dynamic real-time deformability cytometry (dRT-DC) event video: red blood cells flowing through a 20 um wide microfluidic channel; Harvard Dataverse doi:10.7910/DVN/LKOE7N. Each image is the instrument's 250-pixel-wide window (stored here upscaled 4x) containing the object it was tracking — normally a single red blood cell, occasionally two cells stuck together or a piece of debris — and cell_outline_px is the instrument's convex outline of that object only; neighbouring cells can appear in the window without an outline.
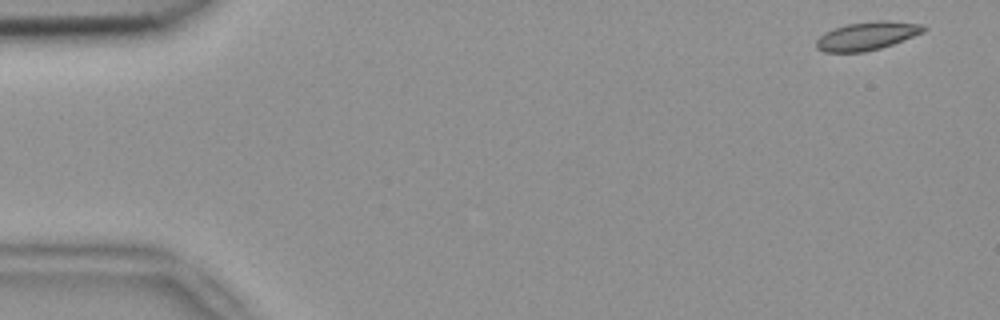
{"species": "common noctule bat (a hibernating species)", "species_latin": "Nyctalus noctula", "temperature_condition": "room temperature", "stored_images_in_passage": 51, "camera_frame_rate_fps": 3000, "um_per_image_px": 0.085, "animal": {"sex": "female", "body_mass_g": 18.4}, "frame": {"image": 1, "passage_image": 1, "time_ms": 0.0, "image_size_px": [1000, 320], "cell_outline_px": [[928, 28], [924, 32], [892, 44], [880, 48], [864, 52], [824, 52], [816, 48], [816, 40], [824, 32], [848, 24], [876, 20], [884, 20], [924, 24]], "centroid_in_image_um": [73.71, 3.05], "position_along_channel_um": 11.3, "area_um2": 17.69}}
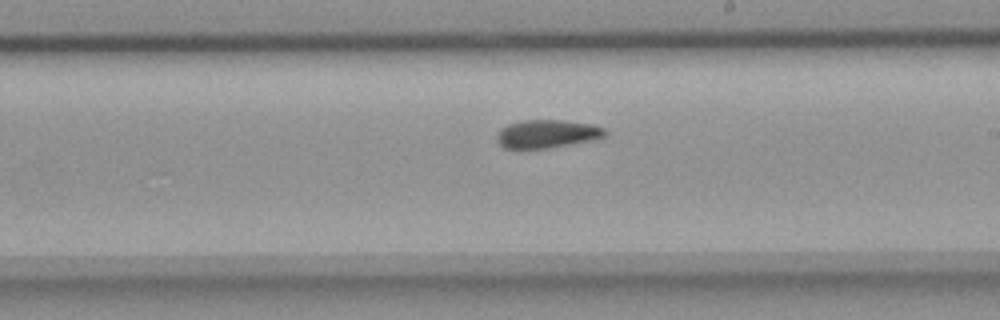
{"frame": {"image": 2, "passage_image": 29, "time_ms": 9.333, "image_size_px": [1000, 320], "cell_outline_px": [[608, 136], [592, 140], [544, 148], [504, 148], [496, 140], [496, 136], [500, 128], [508, 124], [524, 120], [564, 120], [592, 124], [608, 128]], "centroid_in_image_um": [46.54, 11.36], "position_along_channel_um": 242.5, "area_um2": 17.86}}
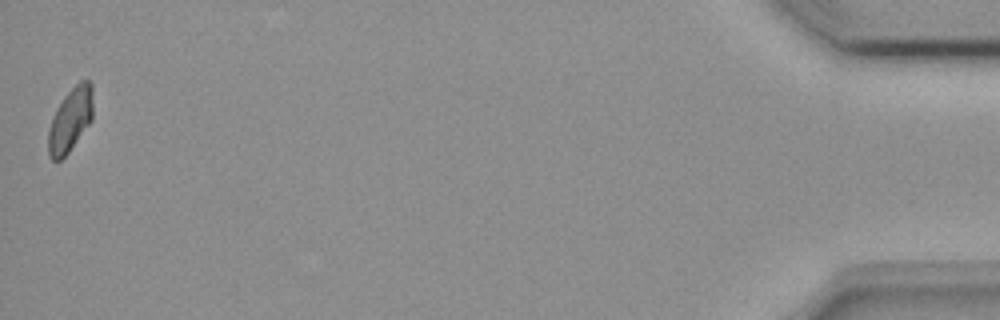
{"frame": {"image": 3, "passage_image": 51, "time_ms": 16.667, "image_size_px": [1000, 320], "cell_outline_px": [[92, 120], [68, 152], [60, 160], [52, 160], [48, 156], [48, 128], [56, 108], [64, 96], [80, 80], [88, 80], [92, 84]], "centroid_in_image_um": [5.96, 10.18], "position_along_channel_um": 429.2, "area_um2": 16.53}, "authors_computed_cell_mechanics": {"area_um2": 17.6868, "velocity_mm_per_s": 3.8304, "shape_relaxation_time_tau1_ms": 9.2104, "shape_relaxation_time_tau2_ms": 2.4074, "deformation_change_tau1": 0.1317, "deformation_change_tau2": 0.061}}